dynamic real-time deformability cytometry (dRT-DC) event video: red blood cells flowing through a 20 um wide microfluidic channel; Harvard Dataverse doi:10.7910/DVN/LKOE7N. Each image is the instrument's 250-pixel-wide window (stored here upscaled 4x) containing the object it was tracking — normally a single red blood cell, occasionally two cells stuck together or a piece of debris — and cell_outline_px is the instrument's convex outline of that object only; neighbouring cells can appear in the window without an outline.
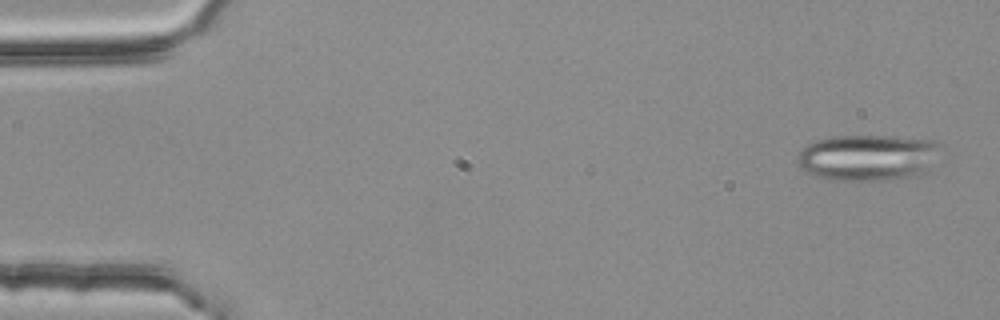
{"species": "common noctule bat (a hibernating species)", "species_latin": "Nyctalus noctula", "temperature_condition": "room temperature", "stored_images_in_passage": 7, "segment_of_instrument_passage": [1, 2], "camera_frame_rate_fps": 3000, "um_per_image_px": 0.085, "animal": {"sex": "female", "body_mass_g": 25.1}, "frame": {"image": 1, "passage_image": 1, "time_ms": 0.0, "image_size_px": [1000, 320], "cell_outline_px": [[936, 144], [924, 168], [916, 176], [908, 180], [828, 180], [812, 176], [800, 168], [796, 160], [800, 152], [808, 144], [816, 140], [832, 136], [888, 136], [928, 140]], "centroid_in_image_um": [73.56, 13.42], "position_along_channel_um": 11.4, "area_um2": 37.69}}